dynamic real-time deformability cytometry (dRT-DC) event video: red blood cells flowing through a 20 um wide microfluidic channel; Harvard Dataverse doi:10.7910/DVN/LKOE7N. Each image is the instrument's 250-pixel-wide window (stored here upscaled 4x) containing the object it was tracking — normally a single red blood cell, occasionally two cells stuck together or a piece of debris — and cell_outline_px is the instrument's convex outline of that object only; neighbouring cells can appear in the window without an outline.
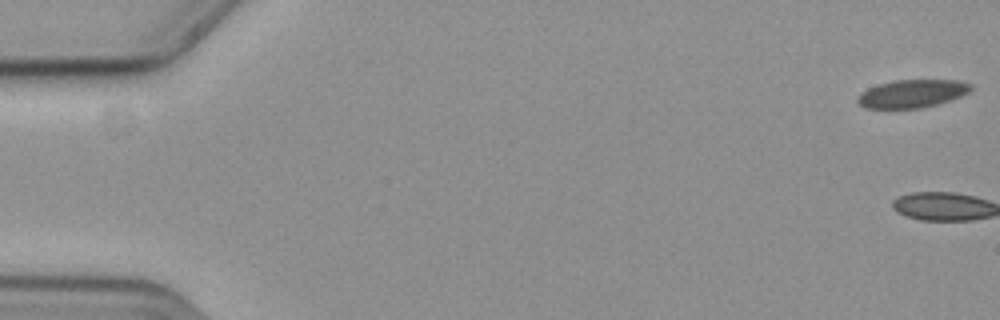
{"species": "common noctule bat (a hibernating species)", "species_latin": "Nyctalus noctula", "temperature_condition": "cold", "stored_images_in_passage": 3, "camera_frame_rate_fps": 3000, "um_per_image_px": 0.085, "animal": {"sex": "female", "body_mass_g": 19.3, "forearm_length_mm": 54.1}, "frame": {"image": 1, "passage_image": 1, "time_ms": 0.0, "image_size_px": [1000, 320], "cell_outline_px": [[972, 88], [968, 92], [952, 100], [920, 108], [864, 108], [856, 100], [856, 96], [860, 92], [868, 88], [892, 80], [960, 80], [972, 84]], "centroid_in_image_um": [77.52, 7.95], "position_along_channel_um": 7.5, "area_um2": 18.55}}